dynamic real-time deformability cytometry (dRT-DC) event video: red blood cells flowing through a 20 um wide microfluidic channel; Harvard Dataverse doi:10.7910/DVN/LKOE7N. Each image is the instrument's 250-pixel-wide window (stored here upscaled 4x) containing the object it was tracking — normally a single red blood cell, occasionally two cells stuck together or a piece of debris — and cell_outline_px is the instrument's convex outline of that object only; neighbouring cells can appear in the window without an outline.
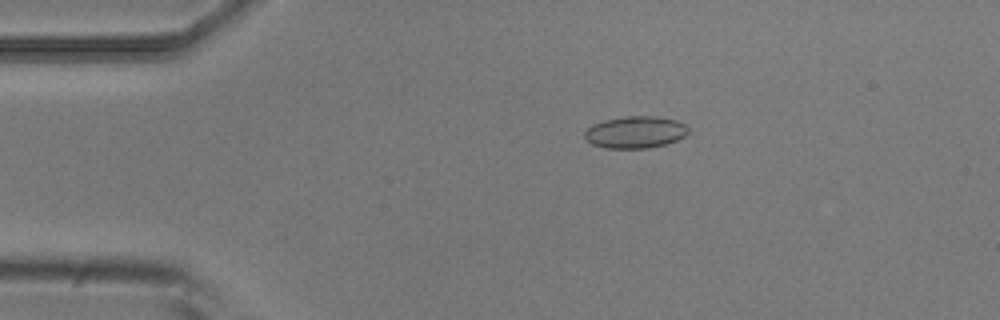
{"species": "common noctule bat (a hibernating species)", "species_latin": "Nyctalus noctula", "temperature_condition": "room temperature", "stored_images_in_passage": 4, "camera_frame_rate_fps": 3000, "um_per_image_px": 0.085, "animal": {"sex": "male", "body_mass_g": 20.5, "forearm_length_mm": 52.5}, "frame": {"image": 1, "passage_image": 2, "time_ms": 0.333, "image_size_px": [1000, 320], "cell_outline_px": [[688, 132], [684, 136], [676, 140], [664, 144], [648, 148], [604, 148], [592, 144], [584, 136], [584, 132], [592, 124], [604, 120], [624, 116], [656, 116], [676, 120], [688, 124]], "centroid_in_image_um": [54.0, 11.22], "position_along_channel_um": 31.0, "area_um2": 19.36}}
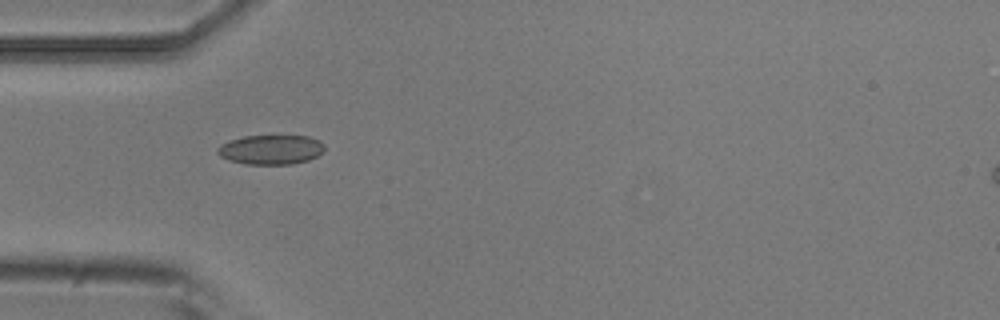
{"frame": {"image": 2, "passage_image": 3, "time_ms": 0.667, "image_size_px": [1000, 320], "cell_outline_px": [[324, 152], [308, 160], [292, 164], [244, 164], [228, 160], [220, 156], [216, 152], [216, 148], [220, 144], [228, 140], [244, 136], [308, 136], [320, 140], [324, 144]], "centroid_in_image_um": [23.0, 12.71], "position_along_channel_um": 62.0, "area_um2": 18.61}}
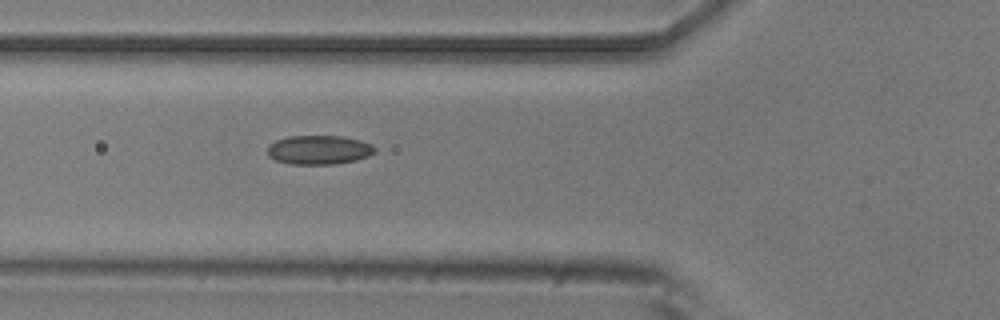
{"frame": {"image": 3, "passage_image": 4, "time_ms": 1.0, "image_size_px": [1000, 320], "cell_outline_px": [[376, 152], [368, 156], [356, 160], [332, 164], [288, 164], [276, 160], [268, 156], [268, 144], [276, 140], [288, 136], [344, 136], [360, 140], [372, 144], [376, 148]], "centroid_in_image_um": [27.11, 12.73], "position_along_channel_um": 98.7, "area_um2": 18.32}}